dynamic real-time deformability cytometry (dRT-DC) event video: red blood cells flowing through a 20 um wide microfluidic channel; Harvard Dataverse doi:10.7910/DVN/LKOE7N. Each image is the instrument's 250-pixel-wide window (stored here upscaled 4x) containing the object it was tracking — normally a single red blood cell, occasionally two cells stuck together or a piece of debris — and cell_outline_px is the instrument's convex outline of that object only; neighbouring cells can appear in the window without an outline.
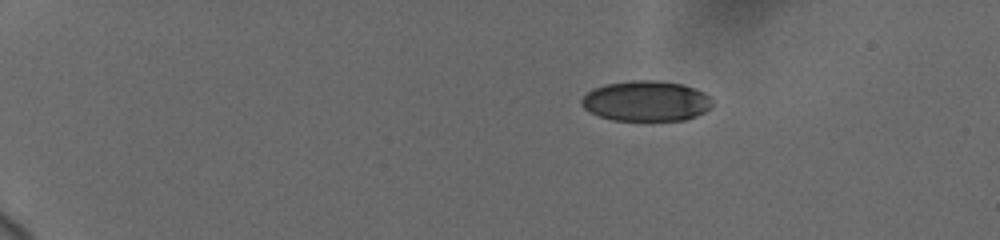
{"species": "human", "species_latin": "Homo sapiens", "temperature_condition": "cold", "stored_images_in_passage": 48, "camera_frame_rate_fps": 3000, "um_per_image_px": 0.085, "donor": {"sex": "female"}, "frame": {"image": 1, "passage_image": 1, "time_ms": 0.0, "image_size_px": [1000, 240], "cell_outline_px": [[712, 108], [696, 116], [684, 120], [612, 120], [600, 116], [584, 108], [580, 104], [580, 100], [592, 88], [604, 84], [632, 80], [656, 80], [684, 84], [696, 88], [704, 92], [712, 100]], "centroid_in_image_um": [54.94, 8.57], "position_along_channel_um": 30.1, "area_um2": 30.98}}
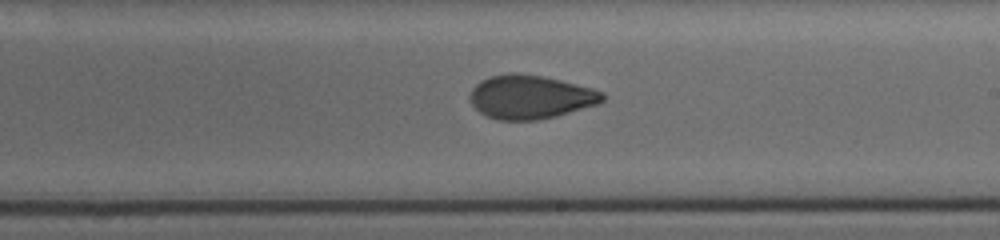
{"frame": {"image": 2, "passage_image": 27, "time_ms": 8.667, "image_size_px": [1000, 240], "cell_outline_px": [[604, 100], [596, 104], [556, 116], [540, 120], [496, 120], [480, 112], [472, 104], [468, 96], [472, 88], [480, 80], [492, 76], [512, 72], [516, 72], [540, 76], [560, 80], [592, 88], [604, 92]], "centroid_in_image_um": [45.05, 8.24], "position_along_channel_um": 243.9, "area_um2": 33.64}}
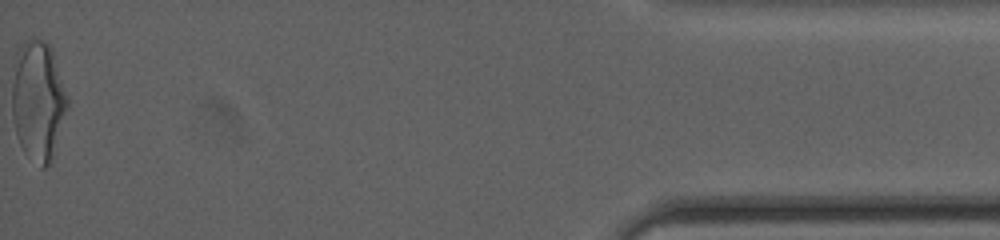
{"frame": {"image": 3, "passage_image": 48, "time_ms": 15.667, "image_size_px": [1000, 240], "cell_outline_px": [[68, 108], [52, 164], [44, 168], [40, 168], [24, 152], [16, 136], [12, 116], [12, 80], [16, 52], [20, 44], [24, 40], [36, 36], [44, 40], [52, 48], [68, 96]], "centroid_in_image_um": [3.24, 8.56], "position_along_channel_um": 432.0, "area_um2": 39.77}, "authors_computed_cell_mechanics": {"area_um2": 33.7841, "velocity_mm_per_s": 3.7192, "shape_relaxation_time_tau1_ms": 6.2995, "shape_relaxation_time_tau2_ms": 1.5623, "deformation_change_tau1": 0.1738, "deformation_change_tau2": 0.0669}}